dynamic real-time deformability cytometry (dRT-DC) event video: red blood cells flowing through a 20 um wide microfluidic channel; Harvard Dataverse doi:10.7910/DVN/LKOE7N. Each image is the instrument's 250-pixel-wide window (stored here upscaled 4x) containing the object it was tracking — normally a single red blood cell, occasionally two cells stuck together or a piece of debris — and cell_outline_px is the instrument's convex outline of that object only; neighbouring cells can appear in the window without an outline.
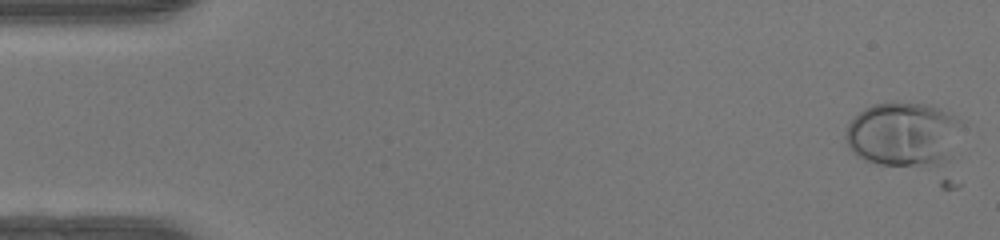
{"species": "human", "species_latin": "Homo sapiens", "temperature_condition": "warm", "stored_images_in_passage": 49, "camera_frame_rate_fps": 3000, "um_per_image_px": 0.085, "donor": {"sex": "female"}, "frame": {"image": 1, "passage_image": 1, "time_ms": 0.0, "image_size_px": [1000, 240], "cell_outline_px": [[960, 184], [956, 188], [940, 188], [864, 160], [856, 156], [848, 148], [844, 136], [848, 124], [864, 108], [872, 104], [892, 100], [896, 100], [928, 104], [940, 108], [956, 116], [960, 120]], "centroid_in_image_um": [77.27, 11.97], "position_along_channel_um": 7.7, "area_um2": 54.62}}
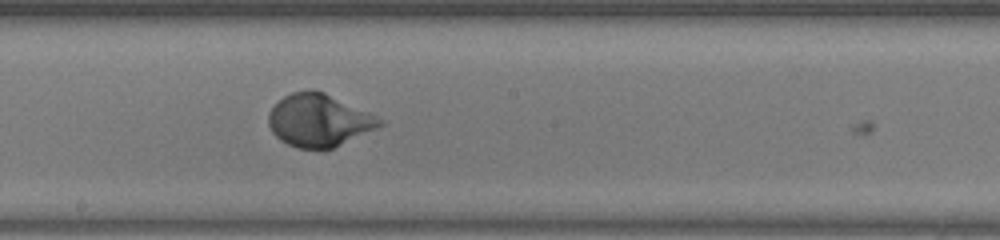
{"frame": {"image": 2, "passage_image": 27, "time_ms": 8.667, "image_size_px": [1000, 240], "cell_outline_px": [[384, 124], [376, 128], [332, 148], [296, 148], [280, 140], [272, 132], [268, 124], [268, 112], [284, 96], [292, 92], [324, 92], [368, 112], [384, 120]], "centroid_in_image_um": [27.08, 10.25], "position_along_channel_um": 221.1, "area_um2": 33.29}}
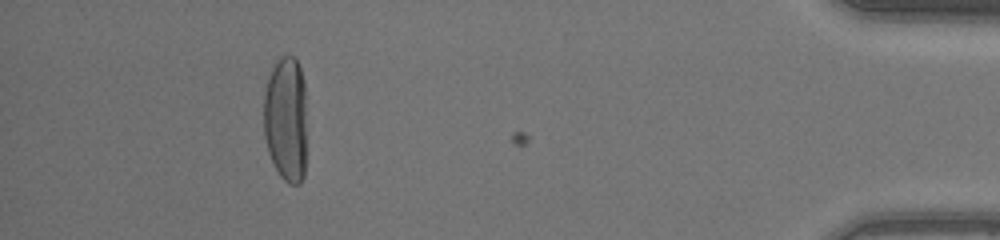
{"frame": {"image": 3, "passage_image": 45, "time_ms": 14.667, "image_size_px": [1000, 240], "cell_outline_px": [[304, 176], [300, 184], [288, 184], [280, 176], [268, 152], [264, 136], [264, 92], [272, 64], [280, 56], [296, 56], [300, 68], [304, 84]], "centroid_in_image_um": [24.27, 10.09], "position_along_channel_um": 410.9, "area_um2": 31.5}, "authors_computed_cell_mechanics": {"area_um2": 33.2928, "velocity_mm_per_s": 4.2029, "shape_relaxation_time_tau1_ms": 3.3234, "shape_relaxation_time_tau2_ms": null, "deformation_change_tau1": 0.2285, "deformation_change_tau2": null}}